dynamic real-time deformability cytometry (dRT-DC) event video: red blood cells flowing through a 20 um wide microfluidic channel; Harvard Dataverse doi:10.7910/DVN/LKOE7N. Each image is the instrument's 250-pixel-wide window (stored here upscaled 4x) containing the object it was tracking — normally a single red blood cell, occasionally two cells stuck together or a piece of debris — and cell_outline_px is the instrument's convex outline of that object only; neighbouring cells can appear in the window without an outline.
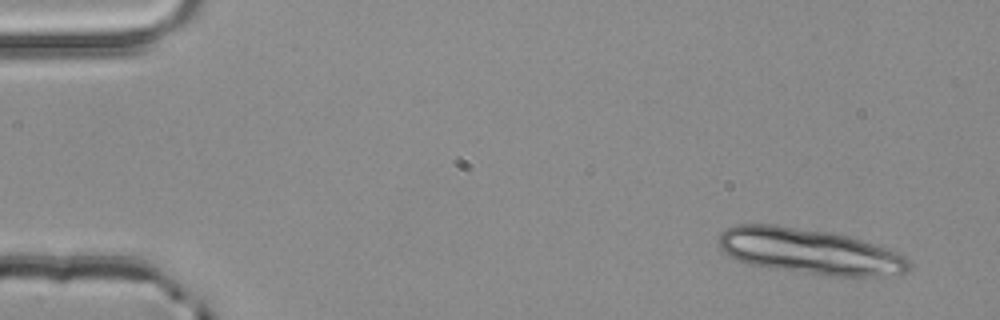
{"species": "common noctule bat (a hibernating species)", "species_latin": "Nyctalus noctula", "temperature_condition": "room temperature", "stored_images_in_passage": 4, "camera_frame_rate_fps": 3000, "um_per_image_px": 0.085, "animal": {"sex": "male", "body_mass_g": 20.4}, "frame": {"image": 1, "passage_image": 1, "time_ms": 0.0, "image_size_px": [1000, 320], "cell_outline_px": [[912, 264], [900, 276], [832, 276], [748, 264], [736, 260], [720, 252], [720, 232], [736, 224], [776, 224], [828, 232], [848, 236], [896, 252], [904, 256]], "centroid_in_image_um": [68.79, 21.36], "position_along_channel_um": 16.2, "area_um2": 50.29}}